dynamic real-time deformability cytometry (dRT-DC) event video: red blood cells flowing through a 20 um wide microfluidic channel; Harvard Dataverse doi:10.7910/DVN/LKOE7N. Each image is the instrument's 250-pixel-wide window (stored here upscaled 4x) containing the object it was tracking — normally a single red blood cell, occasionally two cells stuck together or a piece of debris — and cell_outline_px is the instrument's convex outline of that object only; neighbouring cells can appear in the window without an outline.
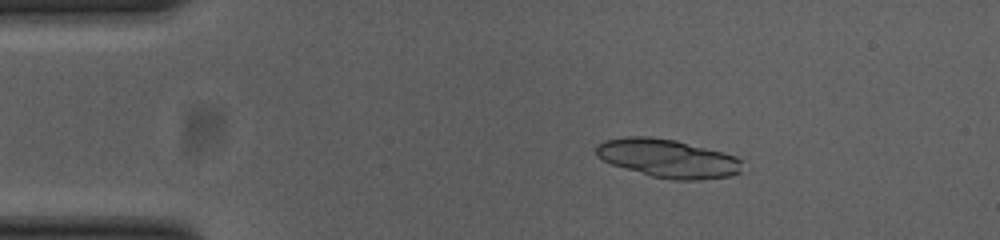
{"species": "common noctule bat (a hibernating species)", "species_latin": "Nyctalus noctula", "temperature_condition": "cold", "stored_images_in_passage": 54, "segment_of_instrument_passage": [1, 2], "camera_frame_rate_fps": 3000, "um_per_image_px": 0.085, "animal": {"sex": "female", "body_mass_g": 23.0, "forearm_length_mm": 53.4}, "frame": {"image": 1, "passage_image": 9, "time_ms": 2.667, "image_size_px": [1000, 240], "cell_outline_px": [[752, 168], [732, 176], [700, 180], [672, 180], [652, 176], [612, 164], [596, 156], [596, 144], [604, 140], [624, 136], [648, 136], [676, 140], [724, 152], [736, 156]], "centroid_in_image_um": [56.88, 13.46], "position_along_channel_um": 28.1, "area_um2": 33.41}}